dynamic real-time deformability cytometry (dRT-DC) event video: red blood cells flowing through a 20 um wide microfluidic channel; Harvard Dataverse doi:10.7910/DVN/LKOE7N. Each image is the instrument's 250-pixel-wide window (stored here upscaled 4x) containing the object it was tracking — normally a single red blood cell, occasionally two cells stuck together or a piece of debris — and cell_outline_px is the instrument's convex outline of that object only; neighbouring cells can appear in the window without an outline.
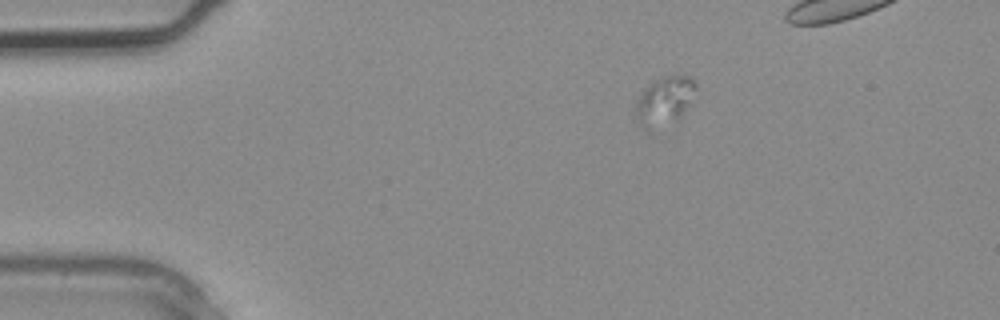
{"species": "common noctule bat (a hibernating species)", "species_latin": "Nyctalus noctula", "temperature_condition": "warm", "stored_images_in_passage": 2, "camera_frame_rate_fps": 3000, "um_per_image_px": 0.085, "animal": {"sex": "male", "body_mass_g": 20.4}, "frame": {"image": 1, "passage_image": 1, "time_ms": 0.0, "image_size_px": [1000, 320], "cell_outline_px": [[696, 88], [688, 104], [680, 116], [676, 120], [636, 116], [636, 104], [640, 96], [656, 80], [664, 76], [688, 76], [696, 84]], "centroid_in_image_um": [56.63, 8.32], "position_along_channel_um": 28.4, "area_um2": 14.05}}